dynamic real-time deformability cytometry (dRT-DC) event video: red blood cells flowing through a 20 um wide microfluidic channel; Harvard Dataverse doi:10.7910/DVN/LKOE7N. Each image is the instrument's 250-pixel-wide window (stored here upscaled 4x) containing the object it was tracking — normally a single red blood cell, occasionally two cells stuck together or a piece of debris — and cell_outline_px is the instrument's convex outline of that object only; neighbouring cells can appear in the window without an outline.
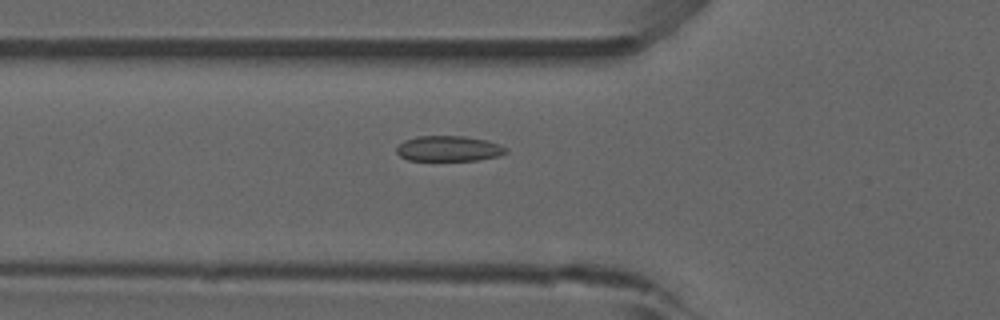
{"species": "common noctule bat (a hibernating species)", "species_latin": "Nyctalus noctula", "temperature_condition": "room temperature", "stored_images_in_passage": 49, "camera_frame_rate_fps": 3000, "um_per_image_px": 0.085, "animal": {"sex": "male", "forearm_length_mm": 52.5}, "frame": {"image": 1, "passage_image": 15, "time_ms": 4.667, "image_size_px": [1000, 320], "cell_outline_px": [[508, 152], [500, 156], [476, 160], [408, 160], [400, 156], [396, 152], [396, 148], [404, 140], [416, 136], [464, 136], [484, 140], [508, 148]], "centroid_in_image_um": [38.12, 12.63], "position_along_channel_um": 87.7, "area_um2": 16.13}, "authors_computed_cell_mechanics": {"area_um2": 16.0106, "velocity_mm_per_s": 3.9029, "shape_relaxation_time_tau1_ms": null, "shape_relaxation_time_tau2_ms": 3.5333, "deformation_change_tau1": null, "deformation_change_tau2": 0.0684}}